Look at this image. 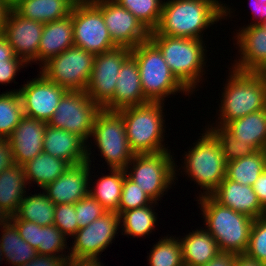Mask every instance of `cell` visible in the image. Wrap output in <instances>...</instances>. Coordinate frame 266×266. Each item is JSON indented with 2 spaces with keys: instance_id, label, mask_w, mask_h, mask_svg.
Listing matches in <instances>:
<instances>
[{
  "instance_id": "6da1fadb",
  "label": "cell",
  "mask_w": 266,
  "mask_h": 266,
  "mask_svg": "<svg viewBox=\"0 0 266 266\" xmlns=\"http://www.w3.org/2000/svg\"><path fill=\"white\" fill-rule=\"evenodd\" d=\"M230 10L218 0H164L160 22L150 35L203 40L202 31L225 19Z\"/></svg>"
},
{
  "instance_id": "7a4b0ae2",
  "label": "cell",
  "mask_w": 266,
  "mask_h": 266,
  "mask_svg": "<svg viewBox=\"0 0 266 266\" xmlns=\"http://www.w3.org/2000/svg\"><path fill=\"white\" fill-rule=\"evenodd\" d=\"M197 198L206 230L216 240L219 250L245 254L254 219L220 204L211 195Z\"/></svg>"
},
{
  "instance_id": "3957f363",
  "label": "cell",
  "mask_w": 266,
  "mask_h": 266,
  "mask_svg": "<svg viewBox=\"0 0 266 266\" xmlns=\"http://www.w3.org/2000/svg\"><path fill=\"white\" fill-rule=\"evenodd\" d=\"M149 39L159 48L171 73L191 95L205 74L204 41L167 35H149Z\"/></svg>"
},
{
  "instance_id": "277c9868",
  "label": "cell",
  "mask_w": 266,
  "mask_h": 266,
  "mask_svg": "<svg viewBox=\"0 0 266 266\" xmlns=\"http://www.w3.org/2000/svg\"><path fill=\"white\" fill-rule=\"evenodd\" d=\"M222 93L218 124L223 127L230 121L266 108V89L256 72H243L232 68ZM221 118V119H220Z\"/></svg>"
},
{
  "instance_id": "5b68a950",
  "label": "cell",
  "mask_w": 266,
  "mask_h": 266,
  "mask_svg": "<svg viewBox=\"0 0 266 266\" xmlns=\"http://www.w3.org/2000/svg\"><path fill=\"white\" fill-rule=\"evenodd\" d=\"M163 104L149 102L118 110L124 120L127 140L134 154L170 151L162 144L165 137Z\"/></svg>"
},
{
  "instance_id": "8992f818",
  "label": "cell",
  "mask_w": 266,
  "mask_h": 266,
  "mask_svg": "<svg viewBox=\"0 0 266 266\" xmlns=\"http://www.w3.org/2000/svg\"><path fill=\"white\" fill-rule=\"evenodd\" d=\"M131 56L136 60L140 72L143 94L149 102H164L171 94L189 91L171 73L159 48L146 40L131 49Z\"/></svg>"
},
{
  "instance_id": "52a82bcc",
  "label": "cell",
  "mask_w": 266,
  "mask_h": 266,
  "mask_svg": "<svg viewBox=\"0 0 266 266\" xmlns=\"http://www.w3.org/2000/svg\"><path fill=\"white\" fill-rule=\"evenodd\" d=\"M202 137L185 152L184 172L196 182L203 191L199 197L211 195L226 177L227 162L216 137L205 129Z\"/></svg>"
},
{
  "instance_id": "ba28073f",
  "label": "cell",
  "mask_w": 266,
  "mask_h": 266,
  "mask_svg": "<svg viewBox=\"0 0 266 266\" xmlns=\"http://www.w3.org/2000/svg\"><path fill=\"white\" fill-rule=\"evenodd\" d=\"M172 156L170 151L135 154L124 169L125 174L157 202L176 178L177 169ZM129 168L130 172L127 171Z\"/></svg>"
},
{
  "instance_id": "9c48e42d",
  "label": "cell",
  "mask_w": 266,
  "mask_h": 266,
  "mask_svg": "<svg viewBox=\"0 0 266 266\" xmlns=\"http://www.w3.org/2000/svg\"><path fill=\"white\" fill-rule=\"evenodd\" d=\"M110 169H125L135 155L130 148L122 115L101 109L95 117L92 135Z\"/></svg>"
},
{
  "instance_id": "30bf717a",
  "label": "cell",
  "mask_w": 266,
  "mask_h": 266,
  "mask_svg": "<svg viewBox=\"0 0 266 266\" xmlns=\"http://www.w3.org/2000/svg\"><path fill=\"white\" fill-rule=\"evenodd\" d=\"M94 58V54L72 46L41 66L40 72L67 91H85L91 77Z\"/></svg>"
},
{
  "instance_id": "8fae6325",
  "label": "cell",
  "mask_w": 266,
  "mask_h": 266,
  "mask_svg": "<svg viewBox=\"0 0 266 266\" xmlns=\"http://www.w3.org/2000/svg\"><path fill=\"white\" fill-rule=\"evenodd\" d=\"M102 108L85 91H67L47 125L91 138L95 117Z\"/></svg>"
},
{
  "instance_id": "7c38bea8",
  "label": "cell",
  "mask_w": 266,
  "mask_h": 266,
  "mask_svg": "<svg viewBox=\"0 0 266 266\" xmlns=\"http://www.w3.org/2000/svg\"><path fill=\"white\" fill-rule=\"evenodd\" d=\"M74 46L94 55L117 45L112 41L102 12L93 4L78 0L72 11Z\"/></svg>"
},
{
  "instance_id": "4fadbf2b",
  "label": "cell",
  "mask_w": 266,
  "mask_h": 266,
  "mask_svg": "<svg viewBox=\"0 0 266 266\" xmlns=\"http://www.w3.org/2000/svg\"><path fill=\"white\" fill-rule=\"evenodd\" d=\"M131 56V49L116 46L95 55L93 69L85 90L101 108L114 96L116 80L122 64Z\"/></svg>"
},
{
  "instance_id": "5bb4252c",
  "label": "cell",
  "mask_w": 266,
  "mask_h": 266,
  "mask_svg": "<svg viewBox=\"0 0 266 266\" xmlns=\"http://www.w3.org/2000/svg\"><path fill=\"white\" fill-rule=\"evenodd\" d=\"M119 228V213L105 212L88 226L77 230L72 237L74 243L69 253L70 257L100 259L99 255L112 244Z\"/></svg>"
},
{
  "instance_id": "9a60e30c",
  "label": "cell",
  "mask_w": 266,
  "mask_h": 266,
  "mask_svg": "<svg viewBox=\"0 0 266 266\" xmlns=\"http://www.w3.org/2000/svg\"><path fill=\"white\" fill-rule=\"evenodd\" d=\"M103 14L112 41L117 46L135 48L149 39L150 32L126 8L115 0L93 3Z\"/></svg>"
},
{
  "instance_id": "2e32d148",
  "label": "cell",
  "mask_w": 266,
  "mask_h": 266,
  "mask_svg": "<svg viewBox=\"0 0 266 266\" xmlns=\"http://www.w3.org/2000/svg\"><path fill=\"white\" fill-rule=\"evenodd\" d=\"M19 89L25 116L47 122L67 90L49 80L42 72Z\"/></svg>"
},
{
  "instance_id": "e0dca14e",
  "label": "cell",
  "mask_w": 266,
  "mask_h": 266,
  "mask_svg": "<svg viewBox=\"0 0 266 266\" xmlns=\"http://www.w3.org/2000/svg\"><path fill=\"white\" fill-rule=\"evenodd\" d=\"M43 26L44 23L24 18L14 9H10L3 35L12 46L15 55L27 65L38 61Z\"/></svg>"
},
{
  "instance_id": "ac0fdd59",
  "label": "cell",
  "mask_w": 266,
  "mask_h": 266,
  "mask_svg": "<svg viewBox=\"0 0 266 266\" xmlns=\"http://www.w3.org/2000/svg\"><path fill=\"white\" fill-rule=\"evenodd\" d=\"M90 163L70 166L55 181L47 184L43 192L55 205L75 204L89 194Z\"/></svg>"
},
{
  "instance_id": "d6986e66",
  "label": "cell",
  "mask_w": 266,
  "mask_h": 266,
  "mask_svg": "<svg viewBox=\"0 0 266 266\" xmlns=\"http://www.w3.org/2000/svg\"><path fill=\"white\" fill-rule=\"evenodd\" d=\"M47 122L23 116L12 134L10 143L14 162L23 166L43 152V139Z\"/></svg>"
},
{
  "instance_id": "ffe728a7",
  "label": "cell",
  "mask_w": 266,
  "mask_h": 266,
  "mask_svg": "<svg viewBox=\"0 0 266 266\" xmlns=\"http://www.w3.org/2000/svg\"><path fill=\"white\" fill-rule=\"evenodd\" d=\"M86 143L79 135L47 125L43 139V152L63 159L71 166L85 162L91 164V148Z\"/></svg>"
},
{
  "instance_id": "44dd1931",
  "label": "cell",
  "mask_w": 266,
  "mask_h": 266,
  "mask_svg": "<svg viewBox=\"0 0 266 266\" xmlns=\"http://www.w3.org/2000/svg\"><path fill=\"white\" fill-rule=\"evenodd\" d=\"M117 77L114 96L102 107L103 109L118 111L149 103L143 94L138 64L132 56L122 64Z\"/></svg>"
},
{
  "instance_id": "7402d4cb",
  "label": "cell",
  "mask_w": 266,
  "mask_h": 266,
  "mask_svg": "<svg viewBox=\"0 0 266 266\" xmlns=\"http://www.w3.org/2000/svg\"><path fill=\"white\" fill-rule=\"evenodd\" d=\"M235 35L240 59L234 60L233 69L257 72L266 65V30L261 25L243 26Z\"/></svg>"
},
{
  "instance_id": "603a6c76",
  "label": "cell",
  "mask_w": 266,
  "mask_h": 266,
  "mask_svg": "<svg viewBox=\"0 0 266 266\" xmlns=\"http://www.w3.org/2000/svg\"><path fill=\"white\" fill-rule=\"evenodd\" d=\"M211 196L220 204L245 214L252 219L266 215L253 187L234 182L225 177Z\"/></svg>"
},
{
  "instance_id": "cb8c5ba5",
  "label": "cell",
  "mask_w": 266,
  "mask_h": 266,
  "mask_svg": "<svg viewBox=\"0 0 266 266\" xmlns=\"http://www.w3.org/2000/svg\"><path fill=\"white\" fill-rule=\"evenodd\" d=\"M72 46H74L72 15L45 23L38 48L40 66Z\"/></svg>"
},
{
  "instance_id": "d4e9b609",
  "label": "cell",
  "mask_w": 266,
  "mask_h": 266,
  "mask_svg": "<svg viewBox=\"0 0 266 266\" xmlns=\"http://www.w3.org/2000/svg\"><path fill=\"white\" fill-rule=\"evenodd\" d=\"M223 128L255 151L266 150V108L230 121Z\"/></svg>"
},
{
  "instance_id": "484cf974",
  "label": "cell",
  "mask_w": 266,
  "mask_h": 266,
  "mask_svg": "<svg viewBox=\"0 0 266 266\" xmlns=\"http://www.w3.org/2000/svg\"><path fill=\"white\" fill-rule=\"evenodd\" d=\"M179 241L184 266L205 265L220 252L216 240L204 228L189 232Z\"/></svg>"
},
{
  "instance_id": "4316f807",
  "label": "cell",
  "mask_w": 266,
  "mask_h": 266,
  "mask_svg": "<svg viewBox=\"0 0 266 266\" xmlns=\"http://www.w3.org/2000/svg\"><path fill=\"white\" fill-rule=\"evenodd\" d=\"M78 0H20L13 8L24 18L49 23L71 15Z\"/></svg>"
},
{
  "instance_id": "83f0119b",
  "label": "cell",
  "mask_w": 266,
  "mask_h": 266,
  "mask_svg": "<svg viewBox=\"0 0 266 266\" xmlns=\"http://www.w3.org/2000/svg\"><path fill=\"white\" fill-rule=\"evenodd\" d=\"M27 185L23 166L14 164L3 170L0 173V209L13 216L26 195Z\"/></svg>"
},
{
  "instance_id": "f1b7e54d",
  "label": "cell",
  "mask_w": 266,
  "mask_h": 266,
  "mask_svg": "<svg viewBox=\"0 0 266 266\" xmlns=\"http://www.w3.org/2000/svg\"><path fill=\"white\" fill-rule=\"evenodd\" d=\"M70 166L65 160L42 152L24 164L23 169L27 183L31 184L33 181L43 189L47 184L55 181Z\"/></svg>"
},
{
  "instance_id": "f546056e",
  "label": "cell",
  "mask_w": 266,
  "mask_h": 266,
  "mask_svg": "<svg viewBox=\"0 0 266 266\" xmlns=\"http://www.w3.org/2000/svg\"><path fill=\"white\" fill-rule=\"evenodd\" d=\"M0 246L4 260L12 266H21L32 261L36 256V250L30 246L18 233L15 225L8 220L2 226Z\"/></svg>"
},
{
  "instance_id": "4dcf8cb0",
  "label": "cell",
  "mask_w": 266,
  "mask_h": 266,
  "mask_svg": "<svg viewBox=\"0 0 266 266\" xmlns=\"http://www.w3.org/2000/svg\"><path fill=\"white\" fill-rule=\"evenodd\" d=\"M125 171L110 169L109 175L98 179L96 186L89 187V194L95 198L107 212H117L121 200V193Z\"/></svg>"
},
{
  "instance_id": "1f68e13d",
  "label": "cell",
  "mask_w": 266,
  "mask_h": 266,
  "mask_svg": "<svg viewBox=\"0 0 266 266\" xmlns=\"http://www.w3.org/2000/svg\"><path fill=\"white\" fill-rule=\"evenodd\" d=\"M266 169V150L227 162L226 177L234 182L253 186Z\"/></svg>"
},
{
  "instance_id": "d6a6232c",
  "label": "cell",
  "mask_w": 266,
  "mask_h": 266,
  "mask_svg": "<svg viewBox=\"0 0 266 266\" xmlns=\"http://www.w3.org/2000/svg\"><path fill=\"white\" fill-rule=\"evenodd\" d=\"M55 204L43 192L25 195L14 216L19 220L37 223L39 226L52 225Z\"/></svg>"
},
{
  "instance_id": "836d02e7",
  "label": "cell",
  "mask_w": 266,
  "mask_h": 266,
  "mask_svg": "<svg viewBox=\"0 0 266 266\" xmlns=\"http://www.w3.org/2000/svg\"><path fill=\"white\" fill-rule=\"evenodd\" d=\"M153 202L148 206L139 207L129 211H123L120 216V224L124 235L132 237H143L149 235L155 229L157 220V213L154 211ZM153 209V210H152ZM123 218V219H122ZM124 226V227H123Z\"/></svg>"
},
{
  "instance_id": "e575fe53",
  "label": "cell",
  "mask_w": 266,
  "mask_h": 266,
  "mask_svg": "<svg viewBox=\"0 0 266 266\" xmlns=\"http://www.w3.org/2000/svg\"><path fill=\"white\" fill-rule=\"evenodd\" d=\"M19 90L0 94V139H7L24 116Z\"/></svg>"
},
{
  "instance_id": "d590c367",
  "label": "cell",
  "mask_w": 266,
  "mask_h": 266,
  "mask_svg": "<svg viewBox=\"0 0 266 266\" xmlns=\"http://www.w3.org/2000/svg\"><path fill=\"white\" fill-rule=\"evenodd\" d=\"M130 11L149 31H154L160 22L162 0H115Z\"/></svg>"
},
{
  "instance_id": "8d00e7d4",
  "label": "cell",
  "mask_w": 266,
  "mask_h": 266,
  "mask_svg": "<svg viewBox=\"0 0 266 266\" xmlns=\"http://www.w3.org/2000/svg\"><path fill=\"white\" fill-rule=\"evenodd\" d=\"M150 252L148 257L150 266H184L178 237L161 238Z\"/></svg>"
},
{
  "instance_id": "74e56055",
  "label": "cell",
  "mask_w": 266,
  "mask_h": 266,
  "mask_svg": "<svg viewBox=\"0 0 266 266\" xmlns=\"http://www.w3.org/2000/svg\"><path fill=\"white\" fill-rule=\"evenodd\" d=\"M218 140L226 162L252 155L256 152L250 145L234 139L223 127L207 128Z\"/></svg>"
},
{
  "instance_id": "f35d334b",
  "label": "cell",
  "mask_w": 266,
  "mask_h": 266,
  "mask_svg": "<svg viewBox=\"0 0 266 266\" xmlns=\"http://www.w3.org/2000/svg\"><path fill=\"white\" fill-rule=\"evenodd\" d=\"M66 237L54 224L40 226L39 247L37 254L49 255L53 257H69L70 255L63 253L67 247ZM58 254V255H57Z\"/></svg>"
},
{
  "instance_id": "ab89813d",
  "label": "cell",
  "mask_w": 266,
  "mask_h": 266,
  "mask_svg": "<svg viewBox=\"0 0 266 266\" xmlns=\"http://www.w3.org/2000/svg\"><path fill=\"white\" fill-rule=\"evenodd\" d=\"M154 201L147 193L140 189L134 181L130 180L126 174L123 181L121 200L118 206L119 215L123 211L133 210L139 207L148 206Z\"/></svg>"
},
{
  "instance_id": "60d3db41",
  "label": "cell",
  "mask_w": 266,
  "mask_h": 266,
  "mask_svg": "<svg viewBox=\"0 0 266 266\" xmlns=\"http://www.w3.org/2000/svg\"><path fill=\"white\" fill-rule=\"evenodd\" d=\"M245 254L266 264V215L254 220Z\"/></svg>"
},
{
  "instance_id": "b9f144b4",
  "label": "cell",
  "mask_w": 266,
  "mask_h": 266,
  "mask_svg": "<svg viewBox=\"0 0 266 266\" xmlns=\"http://www.w3.org/2000/svg\"><path fill=\"white\" fill-rule=\"evenodd\" d=\"M74 205L79 229L88 226L107 212L90 194L77 201Z\"/></svg>"
},
{
  "instance_id": "7bdbcfd3",
  "label": "cell",
  "mask_w": 266,
  "mask_h": 266,
  "mask_svg": "<svg viewBox=\"0 0 266 266\" xmlns=\"http://www.w3.org/2000/svg\"><path fill=\"white\" fill-rule=\"evenodd\" d=\"M74 204L55 205L53 224L67 237H73L79 229Z\"/></svg>"
},
{
  "instance_id": "ee69618b",
  "label": "cell",
  "mask_w": 266,
  "mask_h": 266,
  "mask_svg": "<svg viewBox=\"0 0 266 266\" xmlns=\"http://www.w3.org/2000/svg\"><path fill=\"white\" fill-rule=\"evenodd\" d=\"M16 227L19 235L35 250L39 247L40 226L37 223L19 220L14 215L9 219Z\"/></svg>"
},
{
  "instance_id": "f6af8a7d",
  "label": "cell",
  "mask_w": 266,
  "mask_h": 266,
  "mask_svg": "<svg viewBox=\"0 0 266 266\" xmlns=\"http://www.w3.org/2000/svg\"><path fill=\"white\" fill-rule=\"evenodd\" d=\"M25 64L24 61L0 62V84H9L15 80L16 73L20 71V68H24Z\"/></svg>"
},
{
  "instance_id": "bcb514c9",
  "label": "cell",
  "mask_w": 266,
  "mask_h": 266,
  "mask_svg": "<svg viewBox=\"0 0 266 266\" xmlns=\"http://www.w3.org/2000/svg\"><path fill=\"white\" fill-rule=\"evenodd\" d=\"M15 164L10 143L7 139L0 140V173Z\"/></svg>"
},
{
  "instance_id": "7dc6e473",
  "label": "cell",
  "mask_w": 266,
  "mask_h": 266,
  "mask_svg": "<svg viewBox=\"0 0 266 266\" xmlns=\"http://www.w3.org/2000/svg\"><path fill=\"white\" fill-rule=\"evenodd\" d=\"M67 258L68 257H53L37 254L32 261L22 264L21 266H63Z\"/></svg>"
},
{
  "instance_id": "c3c4849f",
  "label": "cell",
  "mask_w": 266,
  "mask_h": 266,
  "mask_svg": "<svg viewBox=\"0 0 266 266\" xmlns=\"http://www.w3.org/2000/svg\"><path fill=\"white\" fill-rule=\"evenodd\" d=\"M249 2L255 20L250 25H262L266 21V0H250Z\"/></svg>"
},
{
  "instance_id": "681fc988",
  "label": "cell",
  "mask_w": 266,
  "mask_h": 266,
  "mask_svg": "<svg viewBox=\"0 0 266 266\" xmlns=\"http://www.w3.org/2000/svg\"><path fill=\"white\" fill-rule=\"evenodd\" d=\"M238 254L220 251L207 264L202 266H234Z\"/></svg>"
},
{
  "instance_id": "f907efd6",
  "label": "cell",
  "mask_w": 266,
  "mask_h": 266,
  "mask_svg": "<svg viewBox=\"0 0 266 266\" xmlns=\"http://www.w3.org/2000/svg\"><path fill=\"white\" fill-rule=\"evenodd\" d=\"M4 61H23L18 58L12 46L8 43L6 37L4 35H0V62Z\"/></svg>"
},
{
  "instance_id": "816d5d0a",
  "label": "cell",
  "mask_w": 266,
  "mask_h": 266,
  "mask_svg": "<svg viewBox=\"0 0 266 266\" xmlns=\"http://www.w3.org/2000/svg\"><path fill=\"white\" fill-rule=\"evenodd\" d=\"M252 187L259 202L266 209V169L262 174H260L259 178L255 181Z\"/></svg>"
},
{
  "instance_id": "f5cc1de1",
  "label": "cell",
  "mask_w": 266,
  "mask_h": 266,
  "mask_svg": "<svg viewBox=\"0 0 266 266\" xmlns=\"http://www.w3.org/2000/svg\"><path fill=\"white\" fill-rule=\"evenodd\" d=\"M234 266H266V264L250 258L246 254H238Z\"/></svg>"
},
{
  "instance_id": "db71d44e",
  "label": "cell",
  "mask_w": 266,
  "mask_h": 266,
  "mask_svg": "<svg viewBox=\"0 0 266 266\" xmlns=\"http://www.w3.org/2000/svg\"><path fill=\"white\" fill-rule=\"evenodd\" d=\"M9 12L10 8L0 1V35L4 34L5 23Z\"/></svg>"
},
{
  "instance_id": "11a10c76",
  "label": "cell",
  "mask_w": 266,
  "mask_h": 266,
  "mask_svg": "<svg viewBox=\"0 0 266 266\" xmlns=\"http://www.w3.org/2000/svg\"><path fill=\"white\" fill-rule=\"evenodd\" d=\"M256 73L261 77V79L264 83V87L266 89V65L261 67Z\"/></svg>"
},
{
  "instance_id": "9f6ffc18",
  "label": "cell",
  "mask_w": 266,
  "mask_h": 266,
  "mask_svg": "<svg viewBox=\"0 0 266 266\" xmlns=\"http://www.w3.org/2000/svg\"><path fill=\"white\" fill-rule=\"evenodd\" d=\"M9 219L10 216L0 209V227H2Z\"/></svg>"
},
{
  "instance_id": "6f0895ef",
  "label": "cell",
  "mask_w": 266,
  "mask_h": 266,
  "mask_svg": "<svg viewBox=\"0 0 266 266\" xmlns=\"http://www.w3.org/2000/svg\"><path fill=\"white\" fill-rule=\"evenodd\" d=\"M2 3H5L10 9H13L20 0H0Z\"/></svg>"
},
{
  "instance_id": "680465c9",
  "label": "cell",
  "mask_w": 266,
  "mask_h": 266,
  "mask_svg": "<svg viewBox=\"0 0 266 266\" xmlns=\"http://www.w3.org/2000/svg\"><path fill=\"white\" fill-rule=\"evenodd\" d=\"M99 1H106V0H85V2H89V3H96Z\"/></svg>"
},
{
  "instance_id": "91938a15",
  "label": "cell",
  "mask_w": 266,
  "mask_h": 266,
  "mask_svg": "<svg viewBox=\"0 0 266 266\" xmlns=\"http://www.w3.org/2000/svg\"><path fill=\"white\" fill-rule=\"evenodd\" d=\"M3 259H4V257H3V252H2V250H1V246H0V261L3 260Z\"/></svg>"
},
{
  "instance_id": "94428289",
  "label": "cell",
  "mask_w": 266,
  "mask_h": 266,
  "mask_svg": "<svg viewBox=\"0 0 266 266\" xmlns=\"http://www.w3.org/2000/svg\"><path fill=\"white\" fill-rule=\"evenodd\" d=\"M261 26L266 30V21Z\"/></svg>"
}]
</instances>
